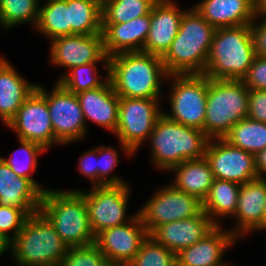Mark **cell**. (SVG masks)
<instances>
[{
  "label": "cell",
  "instance_id": "cell-1",
  "mask_svg": "<svg viewBox=\"0 0 266 266\" xmlns=\"http://www.w3.org/2000/svg\"><path fill=\"white\" fill-rule=\"evenodd\" d=\"M168 75L157 55L141 51L109 57V80L119 97L162 99Z\"/></svg>",
  "mask_w": 266,
  "mask_h": 266
},
{
  "label": "cell",
  "instance_id": "cell-2",
  "mask_svg": "<svg viewBox=\"0 0 266 266\" xmlns=\"http://www.w3.org/2000/svg\"><path fill=\"white\" fill-rule=\"evenodd\" d=\"M215 28L193 6L184 12L179 31L161 57L169 75L203 74Z\"/></svg>",
  "mask_w": 266,
  "mask_h": 266
},
{
  "label": "cell",
  "instance_id": "cell-3",
  "mask_svg": "<svg viewBox=\"0 0 266 266\" xmlns=\"http://www.w3.org/2000/svg\"><path fill=\"white\" fill-rule=\"evenodd\" d=\"M152 165L169 172L180 163L205 157L209 138L204 131L176 123L162 114L148 139Z\"/></svg>",
  "mask_w": 266,
  "mask_h": 266
},
{
  "label": "cell",
  "instance_id": "cell-4",
  "mask_svg": "<svg viewBox=\"0 0 266 266\" xmlns=\"http://www.w3.org/2000/svg\"><path fill=\"white\" fill-rule=\"evenodd\" d=\"M54 226L62 241L69 247L95 243L86 202L79 190L47 189L42 193L39 210Z\"/></svg>",
  "mask_w": 266,
  "mask_h": 266
},
{
  "label": "cell",
  "instance_id": "cell-5",
  "mask_svg": "<svg viewBox=\"0 0 266 266\" xmlns=\"http://www.w3.org/2000/svg\"><path fill=\"white\" fill-rule=\"evenodd\" d=\"M255 56L250 24L217 28L203 74L209 79L242 80Z\"/></svg>",
  "mask_w": 266,
  "mask_h": 266
},
{
  "label": "cell",
  "instance_id": "cell-6",
  "mask_svg": "<svg viewBox=\"0 0 266 266\" xmlns=\"http://www.w3.org/2000/svg\"><path fill=\"white\" fill-rule=\"evenodd\" d=\"M68 249L40 211L29 216L10 242L13 266H60Z\"/></svg>",
  "mask_w": 266,
  "mask_h": 266
},
{
  "label": "cell",
  "instance_id": "cell-7",
  "mask_svg": "<svg viewBox=\"0 0 266 266\" xmlns=\"http://www.w3.org/2000/svg\"><path fill=\"white\" fill-rule=\"evenodd\" d=\"M249 93L242 80L207 77L204 133L209 139L224 138L237 122L247 118Z\"/></svg>",
  "mask_w": 266,
  "mask_h": 266
},
{
  "label": "cell",
  "instance_id": "cell-8",
  "mask_svg": "<svg viewBox=\"0 0 266 266\" xmlns=\"http://www.w3.org/2000/svg\"><path fill=\"white\" fill-rule=\"evenodd\" d=\"M161 99L119 98L116 136L125 157L135 155L148 141L158 118L163 114Z\"/></svg>",
  "mask_w": 266,
  "mask_h": 266
},
{
  "label": "cell",
  "instance_id": "cell-9",
  "mask_svg": "<svg viewBox=\"0 0 266 266\" xmlns=\"http://www.w3.org/2000/svg\"><path fill=\"white\" fill-rule=\"evenodd\" d=\"M169 119L204 131L207 101V76L204 74L168 75ZM171 83V84H170Z\"/></svg>",
  "mask_w": 266,
  "mask_h": 266
},
{
  "label": "cell",
  "instance_id": "cell-10",
  "mask_svg": "<svg viewBox=\"0 0 266 266\" xmlns=\"http://www.w3.org/2000/svg\"><path fill=\"white\" fill-rule=\"evenodd\" d=\"M79 190L85 199L88 218L95 236L104 229L130 222L138 211L128 213L131 189L129 184L90 186Z\"/></svg>",
  "mask_w": 266,
  "mask_h": 266
},
{
  "label": "cell",
  "instance_id": "cell-11",
  "mask_svg": "<svg viewBox=\"0 0 266 266\" xmlns=\"http://www.w3.org/2000/svg\"><path fill=\"white\" fill-rule=\"evenodd\" d=\"M46 88L41 83L36 87L46 98L54 137L64 146L86 138L89 129L77 95L56 81L50 91Z\"/></svg>",
  "mask_w": 266,
  "mask_h": 266
},
{
  "label": "cell",
  "instance_id": "cell-12",
  "mask_svg": "<svg viewBox=\"0 0 266 266\" xmlns=\"http://www.w3.org/2000/svg\"><path fill=\"white\" fill-rule=\"evenodd\" d=\"M147 200L137 211L149 234L159 225L197 216L203 210L202 201L172 183L161 186Z\"/></svg>",
  "mask_w": 266,
  "mask_h": 266
},
{
  "label": "cell",
  "instance_id": "cell-13",
  "mask_svg": "<svg viewBox=\"0 0 266 266\" xmlns=\"http://www.w3.org/2000/svg\"><path fill=\"white\" fill-rule=\"evenodd\" d=\"M6 128L15 132L17 139L38 143L47 151L52 146H61L54 137L46 98L37 89L21 105Z\"/></svg>",
  "mask_w": 266,
  "mask_h": 266
},
{
  "label": "cell",
  "instance_id": "cell-14",
  "mask_svg": "<svg viewBox=\"0 0 266 266\" xmlns=\"http://www.w3.org/2000/svg\"><path fill=\"white\" fill-rule=\"evenodd\" d=\"M205 158L215 179L242 185L258 178L254 154L231 145L224 138L209 139Z\"/></svg>",
  "mask_w": 266,
  "mask_h": 266
},
{
  "label": "cell",
  "instance_id": "cell-15",
  "mask_svg": "<svg viewBox=\"0 0 266 266\" xmlns=\"http://www.w3.org/2000/svg\"><path fill=\"white\" fill-rule=\"evenodd\" d=\"M149 236L139 214L130 222L102 230L96 235L95 244L110 265L128 264Z\"/></svg>",
  "mask_w": 266,
  "mask_h": 266
},
{
  "label": "cell",
  "instance_id": "cell-16",
  "mask_svg": "<svg viewBox=\"0 0 266 266\" xmlns=\"http://www.w3.org/2000/svg\"><path fill=\"white\" fill-rule=\"evenodd\" d=\"M50 63L66 68L93 62H109L105 54L102 33L93 35H67L50 41Z\"/></svg>",
  "mask_w": 266,
  "mask_h": 266
},
{
  "label": "cell",
  "instance_id": "cell-17",
  "mask_svg": "<svg viewBox=\"0 0 266 266\" xmlns=\"http://www.w3.org/2000/svg\"><path fill=\"white\" fill-rule=\"evenodd\" d=\"M176 0H157L150 11V29L144 53L162 57L175 39L184 12Z\"/></svg>",
  "mask_w": 266,
  "mask_h": 266
},
{
  "label": "cell",
  "instance_id": "cell-18",
  "mask_svg": "<svg viewBox=\"0 0 266 266\" xmlns=\"http://www.w3.org/2000/svg\"><path fill=\"white\" fill-rule=\"evenodd\" d=\"M266 203V178H255L240 185L238 205L232 217L234 226L228 229L239 241L262 231L263 208Z\"/></svg>",
  "mask_w": 266,
  "mask_h": 266
},
{
  "label": "cell",
  "instance_id": "cell-19",
  "mask_svg": "<svg viewBox=\"0 0 266 266\" xmlns=\"http://www.w3.org/2000/svg\"><path fill=\"white\" fill-rule=\"evenodd\" d=\"M240 242L223 225L215 226L202 239L176 254L178 266H230L224 261L226 251Z\"/></svg>",
  "mask_w": 266,
  "mask_h": 266
},
{
  "label": "cell",
  "instance_id": "cell-20",
  "mask_svg": "<svg viewBox=\"0 0 266 266\" xmlns=\"http://www.w3.org/2000/svg\"><path fill=\"white\" fill-rule=\"evenodd\" d=\"M215 226L202 210L197 216L159 225L149 235L177 254L202 239Z\"/></svg>",
  "mask_w": 266,
  "mask_h": 266
},
{
  "label": "cell",
  "instance_id": "cell-21",
  "mask_svg": "<svg viewBox=\"0 0 266 266\" xmlns=\"http://www.w3.org/2000/svg\"><path fill=\"white\" fill-rule=\"evenodd\" d=\"M150 29V13L129 22L102 23L104 51L108 57L143 51Z\"/></svg>",
  "mask_w": 266,
  "mask_h": 266
},
{
  "label": "cell",
  "instance_id": "cell-22",
  "mask_svg": "<svg viewBox=\"0 0 266 266\" xmlns=\"http://www.w3.org/2000/svg\"><path fill=\"white\" fill-rule=\"evenodd\" d=\"M84 115L85 122H93L115 133L119 114V96L115 93L110 80L103 86L76 94Z\"/></svg>",
  "mask_w": 266,
  "mask_h": 266
},
{
  "label": "cell",
  "instance_id": "cell-23",
  "mask_svg": "<svg viewBox=\"0 0 266 266\" xmlns=\"http://www.w3.org/2000/svg\"><path fill=\"white\" fill-rule=\"evenodd\" d=\"M37 84L26 80L5 56H0V122L4 126L15 117Z\"/></svg>",
  "mask_w": 266,
  "mask_h": 266
},
{
  "label": "cell",
  "instance_id": "cell-24",
  "mask_svg": "<svg viewBox=\"0 0 266 266\" xmlns=\"http://www.w3.org/2000/svg\"><path fill=\"white\" fill-rule=\"evenodd\" d=\"M193 7L215 29L251 24L255 18L254 0H201Z\"/></svg>",
  "mask_w": 266,
  "mask_h": 266
},
{
  "label": "cell",
  "instance_id": "cell-25",
  "mask_svg": "<svg viewBox=\"0 0 266 266\" xmlns=\"http://www.w3.org/2000/svg\"><path fill=\"white\" fill-rule=\"evenodd\" d=\"M42 192L27 178L18 176L0 158V205L33 215L40 210Z\"/></svg>",
  "mask_w": 266,
  "mask_h": 266
},
{
  "label": "cell",
  "instance_id": "cell-26",
  "mask_svg": "<svg viewBox=\"0 0 266 266\" xmlns=\"http://www.w3.org/2000/svg\"><path fill=\"white\" fill-rule=\"evenodd\" d=\"M168 173L174 174V179L170 183L202 202L208 195L215 179L205 157L186 160L174 166Z\"/></svg>",
  "mask_w": 266,
  "mask_h": 266
},
{
  "label": "cell",
  "instance_id": "cell-27",
  "mask_svg": "<svg viewBox=\"0 0 266 266\" xmlns=\"http://www.w3.org/2000/svg\"><path fill=\"white\" fill-rule=\"evenodd\" d=\"M239 190L240 185L237 183L214 179L202 206L203 211L216 226L223 224L221 219H232L236 213Z\"/></svg>",
  "mask_w": 266,
  "mask_h": 266
},
{
  "label": "cell",
  "instance_id": "cell-28",
  "mask_svg": "<svg viewBox=\"0 0 266 266\" xmlns=\"http://www.w3.org/2000/svg\"><path fill=\"white\" fill-rule=\"evenodd\" d=\"M34 30L48 39L49 42L59 37L71 35L67 0H49L40 4Z\"/></svg>",
  "mask_w": 266,
  "mask_h": 266
},
{
  "label": "cell",
  "instance_id": "cell-29",
  "mask_svg": "<svg viewBox=\"0 0 266 266\" xmlns=\"http://www.w3.org/2000/svg\"><path fill=\"white\" fill-rule=\"evenodd\" d=\"M71 35L102 33V2L100 0H67Z\"/></svg>",
  "mask_w": 266,
  "mask_h": 266
},
{
  "label": "cell",
  "instance_id": "cell-30",
  "mask_svg": "<svg viewBox=\"0 0 266 266\" xmlns=\"http://www.w3.org/2000/svg\"><path fill=\"white\" fill-rule=\"evenodd\" d=\"M98 63L106 71V77L99 74ZM57 78L56 82L71 93L78 94L95 89L103 86L109 80V62H93L75 66L68 70L67 74L65 72Z\"/></svg>",
  "mask_w": 266,
  "mask_h": 266
},
{
  "label": "cell",
  "instance_id": "cell-31",
  "mask_svg": "<svg viewBox=\"0 0 266 266\" xmlns=\"http://www.w3.org/2000/svg\"><path fill=\"white\" fill-rule=\"evenodd\" d=\"M19 148L14 150L11 155L0 158L18 176L29 179L42 193L47 189L43 187L33 175L38 167V158L47 150L38 143L17 139ZM19 157V158H18Z\"/></svg>",
  "mask_w": 266,
  "mask_h": 266
},
{
  "label": "cell",
  "instance_id": "cell-32",
  "mask_svg": "<svg viewBox=\"0 0 266 266\" xmlns=\"http://www.w3.org/2000/svg\"><path fill=\"white\" fill-rule=\"evenodd\" d=\"M231 145L256 154L266 149V123L244 118L224 137Z\"/></svg>",
  "mask_w": 266,
  "mask_h": 266
},
{
  "label": "cell",
  "instance_id": "cell-33",
  "mask_svg": "<svg viewBox=\"0 0 266 266\" xmlns=\"http://www.w3.org/2000/svg\"><path fill=\"white\" fill-rule=\"evenodd\" d=\"M40 0H0V26L10 30L22 24L35 27L40 8Z\"/></svg>",
  "mask_w": 266,
  "mask_h": 266
},
{
  "label": "cell",
  "instance_id": "cell-34",
  "mask_svg": "<svg viewBox=\"0 0 266 266\" xmlns=\"http://www.w3.org/2000/svg\"><path fill=\"white\" fill-rule=\"evenodd\" d=\"M157 0H104L102 23H124L148 15Z\"/></svg>",
  "mask_w": 266,
  "mask_h": 266
},
{
  "label": "cell",
  "instance_id": "cell-35",
  "mask_svg": "<svg viewBox=\"0 0 266 266\" xmlns=\"http://www.w3.org/2000/svg\"><path fill=\"white\" fill-rule=\"evenodd\" d=\"M176 254L156 242L150 235L128 266H176Z\"/></svg>",
  "mask_w": 266,
  "mask_h": 266
},
{
  "label": "cell",
  "instance_id": "cell-36",
  "mask_svg": "<svg viewBox=\"0 0 266 266\" xmlns=\"http://www.w3.org/2000/svg\"><path fill=\"white\" fill-rule=\"evenodd\" d=\"M117 149L98 145V186L129 184L124 178L114 173L120 163Z\"/></svg>",
  "mask_w": 266,
  "mask_h": 266
},
{
  "label": "cell",
  "instance_id": "cell-37",
  "mask_svg": "<svg viewBox=\"0 0 266 266\" xmlns=\"http://www.w3.org/2000/svg\"><path fill=\"white\" fill-rule=\"evenodd\" d=\"M60 266H110L105 255L93 243L87 246L69 247Z\"/></svg>",
  "mask_w": 266,
  "mask_h": 266
},
{
  "label": "cell",
  "instance_id": "cell-38",
  "mask_svg": "<svg viewBox=\"0 0 266 266\" xmlns=\"http://www.w3.org/2000/svg\"><path fill=\"white\" fill-rule=\"evenodd\" d=\"M29 216L23 209L0 205V233L11 242L23 228Z\"/></svg>",
  "mask_w": 266,
  "mask_h": 266
},
{
  "label": "cell",
  "instance_id": "cell-39",
  "mask_svg": "<svg viewBox=\"0 0 266 266\" xmlns=\"http://www.w3.org/2000/svg\"><path fill=\"white\" fill-rule=\"evenodd\" d=\"M242 81L250 90H266V57L255 56Z\"/></svg>",
  "mask_w": 266,
  "mask_h": 266
},
{
  "label": "cell",
  "instance_id": "cell-40",
  "mask_svg": "<svg viewBox=\"0 0 266 266\" xmlns=\"http://www.w3.org/2000/svg\"><path fill=\"white\" fill-rule=\"evenodd\" d=\"M77 165L78 172L91 182V186H98V146L85 150Z\"/></svg>",
  "mask_w": 266,
  "mask_h": 266
},
{
  "label": "cell",
  "instance_id": "cell-41",
  "mask_svg": "<svg viewBox=\"0 0 266 266\" xmlns=\"http://www.w3.org/2000/svg\"><path fill=\"white\" fill-rule=\"evenodd\" d=\"M247 117L266 123V90H250Z\"/></svg>",
  "mask_w": 266,
  "mask_h": 266
},
{
  "label": "cell",
  "instance_id": "cell-42",
  "mask_svg": "<svg viewBox=\"0 0 266 266\" xmlns=\"http://www.w3.org/2000/svg\"><path fill=\"white\" fill-rule=\"evenodd\" d=\"M250 33L255 55L266 57V18L255 17L250 24Z\"/></svg>",
  "mask_w": 266,
  "mask_h": 266
},
{
  "label": "cell",
  "instance_id": "cell-43",
  "mask_svg": "<svg viewBox=\"0 0 266 266\" xmlns=\"http://www.w3.org/2000/svg\"><path fill=\"white\" fill-rule=\"evenodd\" d=\"M254 156L258 177L266 178V149L257 152Z\"/></svg>",
  "mask_w": 266,
  "mask_h": 266
},
{
  "label": "cell",
  "instance_id": "cell-44",
  "mask_svg": "<svg viewBox=\"0 0 266 266\" xmlns=\"http://www.w3.org/2000/svg\"><path fill=\"white\" fill-rule=\"evenodd\" d=\"M255 17L266 18V0H254Z\"/></svg>",
  "mask_w": 266,
  "mask_h": 266
},
{
  "label": "cell",
  "instance_id": "cell-45",
  "mask_svg": "<svg viewBox=\"0 0 266 266\" xmlns=\"http://www.w3.org/2000/svg\"><path fill=\"white\" fill-rule=\"evenodd\" d=\"M8 251H10V241L0 233V256L2 257Z\"/></svg>",
  "mask_w": 266,
  "mask_h": 266
},
{
  "label": "cell",
  "instance_id": "cell-46",
  "mask_svg": "<svg viewBox=\"0 0 266 266\" xmlns=\"http://www.w3.org/2000/svg\"><path fill=\"white\" fill-rule=\"evenodd\" d=\"M262 231H266V203L263 208V217H262Z\"/></svg>",
  "mask_w": 266,
  "mask_h": 266
},
{
  "label": "cell",
  "instance_id": "cell-47",
  "mask_svg": "<svg viewBox=\"0 0 266 266\" xmlns=\"http://www.w3.org/2000/svg\"><path fill=\"white\" fill-rule=\"evenodd\" d=\"M110 266H128V264H125V265H110Z\"/></svg>",
  "mask_w": 266,
  "mask_h": 266
}]
</instances>
